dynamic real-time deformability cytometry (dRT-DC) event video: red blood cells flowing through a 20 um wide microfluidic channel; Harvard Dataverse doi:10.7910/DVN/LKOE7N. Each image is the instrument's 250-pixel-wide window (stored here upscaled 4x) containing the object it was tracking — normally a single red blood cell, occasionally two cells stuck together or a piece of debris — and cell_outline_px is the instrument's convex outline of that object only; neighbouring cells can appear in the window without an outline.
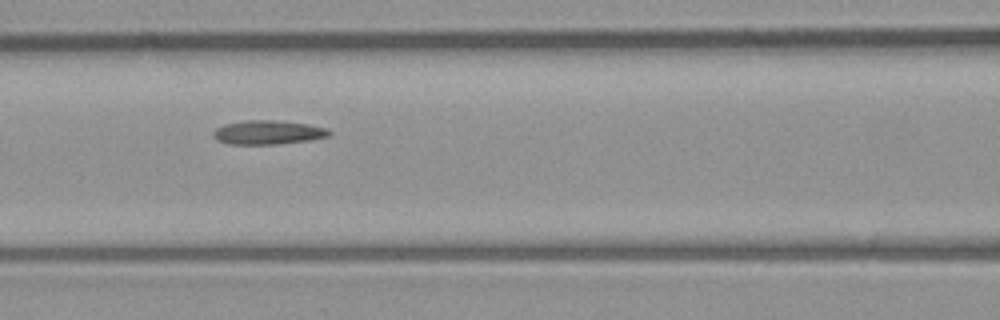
{"species": "common noctule bat (a hibernating species)", "species_latin": "Nyctalus noctula", "temperature_condition": "room temperature", "stored_images_in_passage": 9, "segment_of_instrument_passage": [1, 2], "camera_frame_rate_fps": 3000, "um_per_image_px": 0.085, "animal": {"sex": "male", "body_mass_g": 23.1, "forearm_length_mm": 52.7}, "frame": {"image": 1, "passage_image": 6, "time_ms": 5.667, "image_size_px": [1000, 320], "cell_outline_px": [[332, 132], [328, 136], [308, 140], [276, 144], [228, 144], [216, 140], [212, 136], [212, 132], [216, 128], [224, 124], [244, 120], [276, 120], [308, 124], [328, 128]], "centroid_in_image_um": [22.74, 11.24], "position_along_channel_um": 143.9, "area_um2": 16.3}}
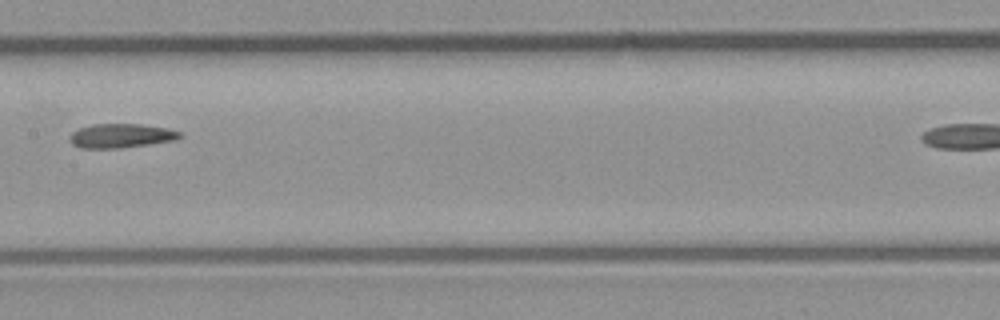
{"frame": {"image": 2, "passage_image": 7, "time_ms": 7.0, "image_size_px": [1000, 320], "cell_outline_px": [[180, 136], [172, 140], [148, 144], [116, 148], [80, 148], [72, 144], [68, 136], [72, 132], [80, 128], [92, 124], [140, 124], [168, 128], [180, 132]], "centroid_in_image_um": [10.22, 11.53], "position_along_channel_um": 197.2, "area_um2": 15.26}}
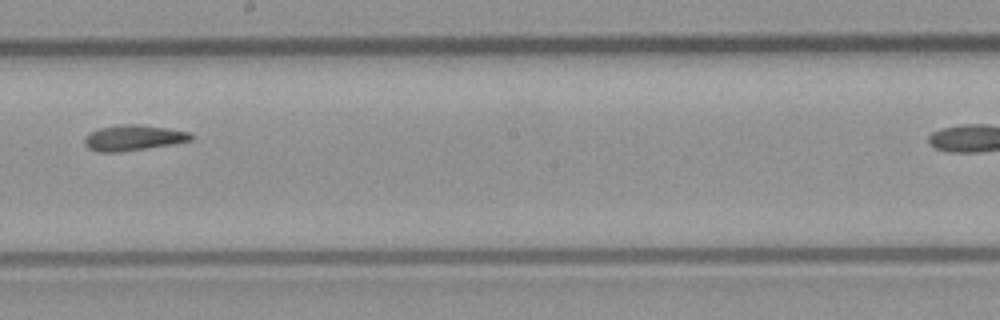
{"frame": {"image": 3, "passage_image": 8, "time_ms": 8.0, "image_size_px": [1000, 320], "cell_outline_px": [[192, 140], [172, 144], [120, 152], [96, 152], [88, 148], [84, 144], [84, 140], [92, 132], [100, 128], [124, 124], [140, 124], [168, 128], [188, 132], [192, 136]], "centroid_in_image_um": [11.33, 11.72], "position_along_channel_um": 236.9, "area_um2": 15.66}}